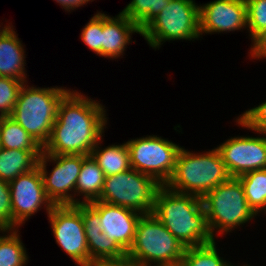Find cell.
Masks as SVG:
<instances>
[{
	"label": "cell",
	"instance_id": "35",
	"mask_svg": "<svg viewBox=\"0 0 266 266\" xmlns=\"http://www.w3.org/2000/svg\"><path fill=\"white\" fill-rule=\"evenodd\" d=\"M93 266H136V265L124 262V263L94 264Z\"/></svg>",
	"mask_w": 266,
	"mask_h": 266
},
{
	"label": "cell",
	"instance_id": "26",
	"mask_svg": "<svg viewBox=\"0 0 266 266\" xmlns=\"http://www.w3.org/2000/svg\"><path fill=\"white\" fill-rule=\"evenodd\" d=\"M171 0H131L121 12L142 31Z\"/></svg>",
	"mask_w": 266,
	"mask_h": 266
},
{
	"label": "cell",
	"instance_id": "23",
	"mask_svg": "<svg viewBox=\"0 0 266 266\" xmlns=\"http://www.w3.org/2000/svg\"><path fill=\"white\" fill-rule=\"evenodd\" d=\"M19 229L0 232V266H26L29 255Z\"/></svg>",
	"mask_w": 266,
	"mask_h": 266
},
{
	"label": "cell",
	"instance_id": "16",
	"mask_svg": "<svg viewBox=\"0 0 266 266\" xmlns=\"http://www.w3.org/2000/svg\"><path fill=\"white\" fill-rule=\"evenodd\" d=\"M12 22H0V77L28 82L25 44L18 37Z\"/></svg>",
	"mask_w": 266,
	"mask_h": 266
},
{
	"label": "cell",
	"instance_id": "15",
	"mask_svg": "<svg viewBox=\"0 0 266 266\" xmlns=\"http://www.w3.org/2000/svg\"><path fill=\"white\" fill-rule=\"evenodd\" d=\"M100 216L101 231L127 252L134 241L141 213L103 201L89 203Z\"/></svg>",
	"mask_w": 266,
	"mask_h": 266
},
{
	"label": "cell",
	"instance_id": "10",
	"mask_svg": "<svg viewBox=\"0 0 266 266\" xmlns=\"http://www.w3.org/2000/svg\"><path fill=\"white\" fill-rule=\"evenodd\" d=\"M88 155H53L42 152L37 166L47 197L54 205H75V185ZM52 164L51 171L47 168Z\"/></svg>",
	"mask_w": 266,
	"mask_h": 266
},
{
	"label": "cell",
	"instance_id": "28",
	"mask_svg": "<svg viewBox=\"0 0 266 266\" xmlns=\"http://www.w3.org/2000/svg\"><path fill=\"white\" fill-rule=\"evenodd\" d=\"M234 120L238 127L266 136V100L245 110Z\"/></svg>",
	"mask_w": 266,
	"mask_h": 266
},
{
	"label": "cell",
	"instance_id": "27",
	"mask_svg": "<svg viewBox=\"0 0 266 266\" xmlns=\"http://www.w3.org/2000/svg\"><path fill=\"white\" fill-rule=\"evenodd\" d=\"M80 39L97 56L102 57L103 11H98L81 29Z\"/></svg>",
	"mask_w": 266,
	"mask_h": 266
},
{
	"label": "cell",
	"instance_id": "22",
	"mask_svg": "<svg viewBox=\"0 0 266 266\" xmlns=\"http://www.w3.org/2000/svg\"><path fill=\"white\" fill-rule=\"evenodd\" d=\"M244 189L248 206L259 217L266 212V169L244 173L237 177Z\"/></svg>",
	"mask_w": 266,
	"mask_h": 266
},
{
	"label": "cell",
	"instance_id": "6",
	"mask_svg": "<svg viewBox=\"0 0 266 266\" xmlns=\"http://www.w3.org/2000/svg\"><path fill=\"white\" fill-rule=\"evenodd\" d=\"M202 201L214 240H218V236L230 235L257 218L248 206L243 186L237 177H231L210 190Z\"/></svg>",
	"mask_w": 266,
	"mask_h": 266
},
{
	"label": "cell",
	"instance_id": "8",
	"mask_svg": "<svg viewBox=\"0 0 266 266\" xmlns=\"http://www.w3.org/2000/svg\"><path fill=\"white\" fill-rule=\"evenodd\" d=\"M160 184L151 176L133 168L116 175L105 176L98 201L126 207L141 214L153 212Z\"/></svg>",
	"mask_w": 266,
	"mask_h": 266
},
{
	"label": "cell",
	"instance_id": "36",
	"mask_svg": "<svg viewBox=\"0 0 266 266\" xmlns=\"http://www.w3.org/2000/svg\"><path fill=\"white\" fill-rule=\"evenodd\" d=\"M247 264H242L241 263V265L240 266H250L251 264H248V262H246ZM238 264H240V263H237V265H235L234 263H233V266H239ZM251 266H253V265H251Z\"/></svg>",
	"mask_w": 266,
	"mask_h": 266
},
{
	"label": "cell",
	"instance_id": "14",
	"mask_svg": "<svg viewBox=\"0 0 266 266\" xmlns=\"http://www.w3.org/2000/svg\"><path fill=\"white\" fill-rule=\"evenodd\" d=\"M200 37L203 34L230 32L247 33V6L245 0H214L199 4Z\"/></svg>",
	"mask_w": 266,
	"mask_h": 266
},
{
	"label": "cell",
	"instance_id": "19",
	"mask_svg": "<svg viewBox=\"0 0 266 266\" xmlns=\"http://www.w3.org/2000/svg\"><path fill=\"white\" fill-rule=\"evenodd\" d=\"M43 150H0V179L10 182L37 167Z\"/></svg>",
	"mask_w": 266,
	"mask_h": 266
},
{
	"label": "cell",
	"instance_id": "3",
	"mask_svg": "<svg viewBox=\"0 0 266 266\" xmlns=\"http://www.w3.org/2000/svg\"><path fill=\"white\" fill-rule=\"evenodd\" d=\"M231 178L220 152H193L184 146L178 152L175 170L166 186L176 192L203 198L210 190Z\"/></svg>",
	"mask_w": 266,
	"mask_h": 266
},
{
	"label": "cell",
	"instance_id": "5",
	"mask_svg": "<svg viewBox=\"0 0 266 266\" xmlns=\"http://www.w3.org/2000/svg\"><path fill=\"white\" fill-rule=\"evenodd\" d=\"M185 247L152 214H142L126 262L136 266H179Z\"/></svg>",
	"mask_w": 266,
	"mask_h": 266
},
{
	"label": "cell",
	"instance_id": "30",
	"mask_svg": "<svg viewBox=\"0 0 266 266\" xmlns=\"http://www.w3.org/2000/svg\"><path fill=\"white\" fill-rule=\"evenodd\" d=\"M24 83L22 80L0 77V117L12 115L19 91Z\"/></svg>",
	"mask_w": 266,
	"mask_h": 266
},
{
	"label": "cell",
	"instance_id": "7",
	"mask_svg": "<svg viewBox=\"0 0 266 266\" xmlns=\"http://www.w3.org/2000/svg\"><path fill=\"white\" fill-rule=\"evenodd\" d=\"M200 35L199 4L195 0H171L140 36L156 51L165 42H193L199 40Z\"/></svg>",
	"mask_w": 266,
	"mask_h": 266
},
{
	"label": "cell",
	"instance_id": "4",
	"mask_svg": "<svg viewBox=\"0 0 266 266\" xmlns=\"http://www.w3.org/2000/svg\"><path fill=\"white\" fill-rule=\"evenodd\" d=\"M29 84L22 85L10 117L43 148L50 138L59 104L71 88Z\"/></svg>",
	"mask_w": 266,
	"mask_h": 266
},
{
	"label": "cell",
	"instance_id": "34",
	"mask_svg": "<svg viewBox=\"0 0 266 266\" xmlns=\"http://www.w3.org/2000/svg\"><path fill=\"white\" fill-rule=\"evenodd\" d=\"M59 4V6L62 7V9L67 11V13H71L82 6L87 5L88 3H91L95 0H53Z\"/></svg>",
	"mask_w": 266,
	"mask_h": 266
},
{
	"label": "cell",
	"instance_id": "31",
	"mask_svg": "<svg viewBox=\"0 0 266 266\" xmlns=\"http://www.w3.org/2000/svg\"><path fill=\"white\" fill-rule=\"evenodd\" d=\"M0 229L13 230L9 182L0 179Z\"/></svg>",
	"mask_w": 266,
	"mask_h": 266
},
{
	"label": "cell",
	"instance_id": "29",
	"mask_svg": "<svg viewBox=\"0 0 266 266\" xmlns=\"http://www.w3.org/2000/svg\"><path fill=\"white\" fill-rule=\"evenodd\" d=\"M247 6V32L251 42L266 30V0H245Z\"/></svg>",
	"mask_w": 266,
	"mask_h": 266
},
{
	"label": "cell",
	"instance_id": "21",
	"mask_svg": "<svg viewBox=\"0 0 266 266\" xmlns=\"http://www.w3.org/2000/svg\"><path fill=\"white\" fill-rule=\"evenodd\" d=\"M89 266L94 264L124 263L126 262V252L105 233L96 235H86Z\"/></svg>",
	"mask_w": 266,
	"mask_h": 266
},
{
	"label": "cell",
	"instance_id": "20",
	"mask_svg": "<svg viewBox=\"0 0 266 266\" xmlns=\"http://www.w3.org/2000/svg\"><path fill=\"white\" fill-rule=\"evenodd\" d=\"M103 138L91 151V156L97 162L105 176L116 175L131 168L127 143L103 145Z\"/></svg>",
	"mask_w": 266,
	"mask_h": 266
},
{
	"label": "cell",
	"instance_id": "18",
	"mask_svg": "<svg viewBox=\"0 0 266 266\" xmlns=\"http://www.w3.org/2000/svg\"><path fill=\"white\" fill-rule=\"evenodd\" d=\"M104 181V172L93 157L88 155L83 160L75 185V204L90 203L98 200L103 190Z\"/></svg>",
	"mask_w": 266,
	"mask_h": 266
},
{
	"label": "cell",
	"instance_id": "24",
	"mask_svg": "<svg viewBox=\"0 0 266 266\" xmlns=\"http://www.w3.org/2000/svg\"><path fill=\"white\" fill-rule=\"evenodd\" d=\"M0 144L4 149L43 150L10 116L0 118Z\"/></svg>",
	"mask_w": 266,
	"mask_h": 266
},
{
	"label": "cell",
	"instance_id": "2",
	"mask_svg": "<svg viewBox=\"0 0 266 266\" xmlns=\"http://www.w3.org/2000/svg\"><path fill=\"white\" fill-rule=\"evenodd\" d=\"M152 214L185 248L214 241L200 197L161 185L156 192Z\"/></svg>",
	"mask_w": 266,
	"mask_h": 266
},
{
	"label": "cell",
	"instance_id": "25",
	"mask_svg": "<svg viewBox=\"0 0 266 266\" xmlns=\"http://www.w3.org/2000/svg\"><path fill=\"white\" fill-rule=\"evenodd\" d=\"M216 240L200 246L188 247L179 266H233L229 260L221 257Z\"/></svg>",
	"mask_w": 266,
	"mask_h": 266
},
{
	"label": "cell",
	"instance_id": "11",
	"mask_svg": "<svg viewBox=\"0 0 266 266\" xmlns=\"http://www.w3.org/2000/svg\"><path fill=\"white\" fill-rule=\"evenodd\" d=\"M55 242L76 266H89V251L81 207L55 205L47 215Z\"/></svg>",
	"mask_w": 266,
	"mask_h": 266
},
{
	"label": "cell",
	"instance_id": "12",
	"mask_svg": "<svg viewBox=\"0 0 266 266\" xmlns=\"http://www.w3.org/2000/svg\"><path fill=\"white\" fill-rule=\"evenodd\" d=\"M13 213V230L19 229L41 209L48 215L55 206L47 197L42 174L37 166L9 182Z\"/></svg>",
	"mask_w": 266,
	"mask_h": 266
},
{
	"label": "cell",
	"instance_id": "9",
	"mask_svg": "<svg viewBox=\"0 0 266 266\" xmlns=\"http://www.w3.org/2000/svg\"><path fill=\"white\" fill-rule=\"evenodd\" d=\"M131 168L166 185L175 170L181 146L159 135H146L126 141Z\"/></svg>",
	"mask_w": 266,
	"mask_h": 266
},
{
	"label": "cell",
	"instance_id": "13",
	"mask_svg": "<svg viewBox=\"0 0 266 266\" xmlns=\"http://www.w3.org/2000/svg\"><path fill=\"white\" fill-rule=\"evenodd\" d=\"M254 134L231 136L216 146L231 177L266 169V136Z\"/></svg>",
	"mask_w": 266,
	"mask_h": 266
},
{
	"label": "cell",
	"instance_id": "1",
	"mask_svg": "<svg viewBox=\"0 0 266 266\" xmlns=\"http://www.w3.org/2000/svg\"><path fill=\"white\" fill-rule=\"evenodd\" d=\"M71 89L61 100L55 123L43 152L53 155H90L108 129V109Z\"/></svg>",
	"mask_w": 266,
	"mask_h": 266
},
{
	"label": "cell",
	"instance_id": "33",
	"mask_svg": "<svg viewBox=\"0 0 266 266\" xmlns=\"http://www.w3.org/2000/svg\"><path fill=\"white\" fill-rule=\"evenodd\" d=\"M250 50H248V57L250 60L266 61V30L260 33L252 42Z\"/></svg>",
	"mask_w": 266,
	"mask_h": 266
},
{
	"label": "cell",
	"instance_id": "32",
	"mask_svg": "<svg viewBox=\"0 0 266 266\" xmlns=\"http://www.w3.org/2000/svg\"><path fill=\"white\" fill-rule=\"evenodd\" d=\"M84 222L85 235L101 234L99 213L89 203H79Z\"/></svg>",
	"mask_w": 266,
	"mask_h": 266
},
{
	"label": "cell",
	"instance_id": "17",
	"mask_svg": "<svg viewBox=\"0 0 266 266\" xmlns=\"http://www.w3.org/2000/svg\"><path fill=\"white\" fill-rule=\"evenodd\" d=\"M135 33L141 35V30L122 12L115 16L103 12L102 57L110 60L123 58Z\"/></svg>",
	"mask_w": 266,
	"mask_h": 266
}]
</instances>
